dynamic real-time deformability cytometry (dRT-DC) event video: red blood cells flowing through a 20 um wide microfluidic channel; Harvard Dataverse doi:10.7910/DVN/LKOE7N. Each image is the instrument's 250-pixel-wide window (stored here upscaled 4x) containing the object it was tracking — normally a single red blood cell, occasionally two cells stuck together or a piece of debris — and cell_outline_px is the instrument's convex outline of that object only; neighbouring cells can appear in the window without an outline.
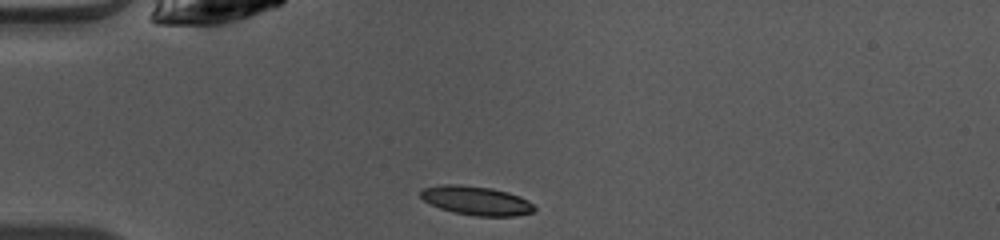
{"species": "common noctule bat (a hibernating species)", "species_latin": "Nyctalus noctula", "temperature_condition": "warm", "stored_images_in_passage": 37, "camera_frame_rate_fps": 3000, "um_per_image_px": 0.085, "animal": {"sex": "female", "body_mass_g": 10.0, "forearm_length_mm": 53.1}, "frame": {"image": 1, "passage_image": 1, "time_ms": 0.0, "image_size_px": [1000, 240], "cell_outline_px": [[536, 208], [532, 212], [516, 216], [476, 216], [456, 212], [440, 208], [424, 200], [420, 196], [420, 192], [424, 188], [444, 184], [460, 184], [492, 188], [508, 192], [520, 196], [528, 200]], "centroid_in_image_um": [40.51, 17.04], "position_along_channel_um": 44.5, "area_um2": 19.07}}
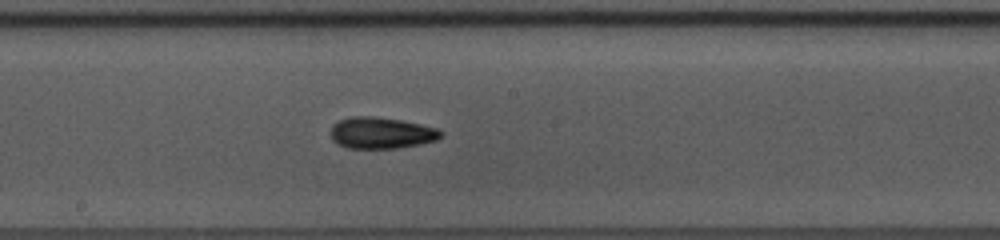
{"frame": {"image": 2, "passage_image": 15, "time_ms": 4.667, "image_size_px": [1000, 240], "cell_outline_px": [[444, 136], [436, 140], [420, 144], [396, 148], [348, 148], [332, 140], [332, 124], [340, 120], [352, 116], [372, 116], [400, 120], [420, 124], [436, 128], [444, 132]], "centroid_in_image_um": [32.44, 11.29], "position_along_channel_um": 215.8, "area_um2": 20.06}}
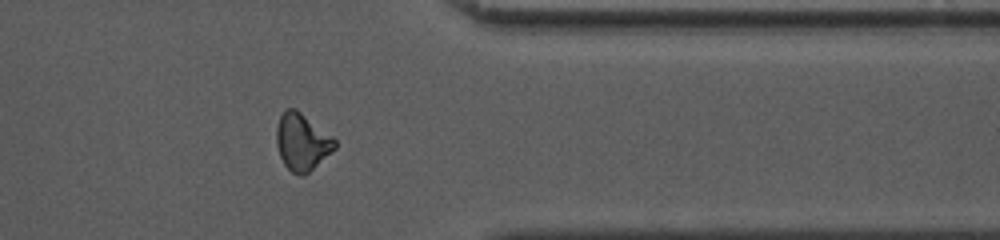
{"frame": {"image": 3, "passage_image": 28, "time_ms": 9.0, "image_size_px": [1000, 240], "cell_outline_px": [[336, 148], [304, 176], [300, 176], [292, 172], [284, 164], [280, 156], [276, 144], [276, 128], [280, 116], [288, 108], [296, 108], [332, 136], [336, 140]], "centroid_in_image_um": [25.66, 12.07], "position_along_channel_um": 385.7, "area_um2": 19.31}, "authors_computed_cell_mechanics": {"area_um2": 18.9006, "velocity_mm_per_s": 4.107, "shape_relaxation_time_tau1_ms": 4.3703, "shape_relaxation_time_tau2_ms": 5.2366, "deformation_change_tau1": 0.1676, "deformation_change_tau2": 0.1277}}